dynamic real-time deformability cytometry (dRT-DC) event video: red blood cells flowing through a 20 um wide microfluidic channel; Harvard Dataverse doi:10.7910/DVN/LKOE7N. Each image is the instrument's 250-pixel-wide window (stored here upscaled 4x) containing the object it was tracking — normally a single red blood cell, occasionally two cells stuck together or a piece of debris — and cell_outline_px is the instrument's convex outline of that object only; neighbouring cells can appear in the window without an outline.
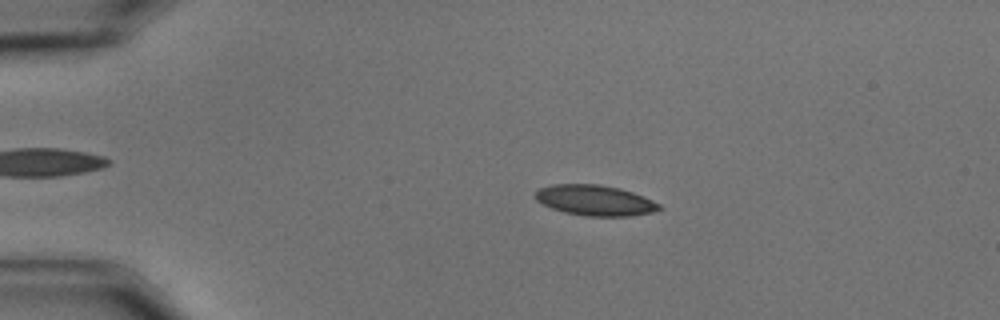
{"species": "common noctule bat (a hibernating species)", "species_latin": "Nyctalus noctula", "temperature_condition": "cold", "stored_images_in_passage": 17, "camera_frame_rate_fps": 3000, "um_per_image_px": 0.085, "animal": {"sex": "male", "body_mass_g": 15.6}, "frame": {"image": 1, "passage_image": 12, "time_ms": 3.667, "image_size_px": [1000, 320], "cell_outline_px": [[664, 208], [652, 212], [628, 216], [584, 216], [564, 212], [552, 208], [536, 200], [532, 196], [540, 188], [552, 184], [596, 184], [620, 188], [644, 196], [660, 204]], "centroid_in_image_um": [50.57, 17.03], "position_along_channel_um": 34.4, "area_um2": 22.08}}